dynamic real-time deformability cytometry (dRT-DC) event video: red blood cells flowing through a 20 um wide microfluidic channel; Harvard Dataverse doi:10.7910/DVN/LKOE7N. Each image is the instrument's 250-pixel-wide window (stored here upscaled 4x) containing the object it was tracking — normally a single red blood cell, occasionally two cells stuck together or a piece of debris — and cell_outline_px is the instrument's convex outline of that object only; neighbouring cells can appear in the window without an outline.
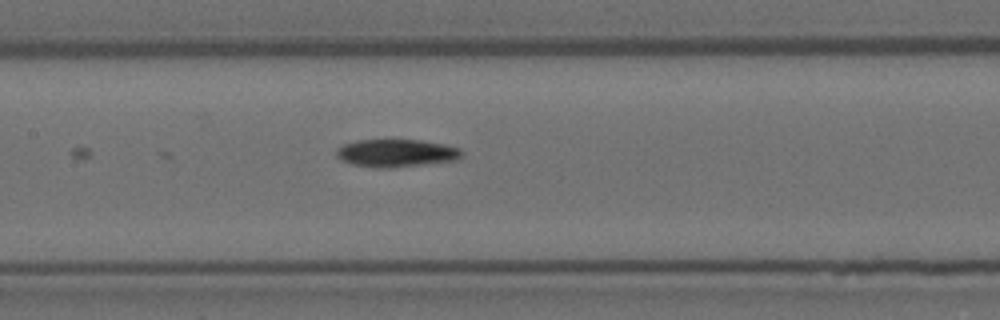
{"species": "Egyptian fruit bat (a non-hibernating species)", "species_latin": "Rousettus aegyptiacus", "temperature_condition": "room temperature", "stored_images_in_passage": 7, "camera_frame_rate_fps": 3000, "um_per_image_px": 0.085, "animal": {"sex": "female"}, "frame": {"image": 1, "passage_image": 7, "time_ms": 2.0, "image_size_px": [1000, 320], "cell_outline_px": [[460, 160], [392, 168], [372, 168], [352, 164], [336, 156], [336, 148], [344, 144], [360, 140], [420, 140], [444, 144], [460, 148]], "centroid_in_image_um": [33.69, 13.02], "position_along_channel_um": 173.7, "area_um2": 20.29}}